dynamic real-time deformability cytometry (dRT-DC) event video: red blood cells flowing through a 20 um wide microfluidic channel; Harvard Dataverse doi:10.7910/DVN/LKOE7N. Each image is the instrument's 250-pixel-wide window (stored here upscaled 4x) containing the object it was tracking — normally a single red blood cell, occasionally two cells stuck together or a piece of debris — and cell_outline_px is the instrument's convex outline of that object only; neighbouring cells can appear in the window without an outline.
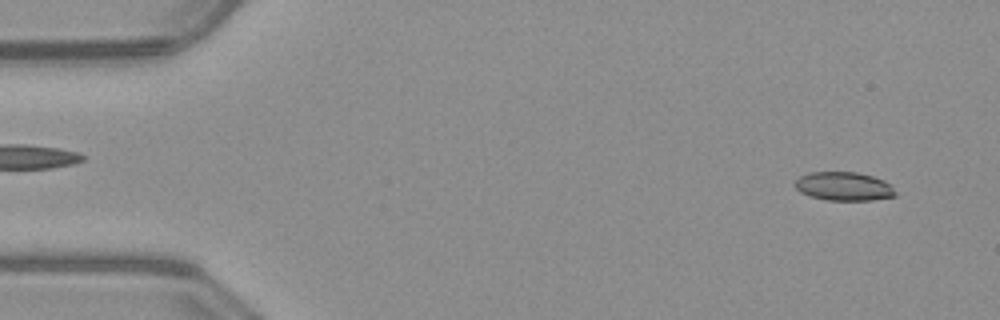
{"species": "common noctule bat (a hibernating species)", "species_latin": "Nyctalus noctula", "temperature_condition": "warm", "stored_images_in_passage": 51, "camera_frame_rate_fps": 3000, "um_per_image_px": 0.085, "animal": {"sex": "male", "body_mass_g": 23.1, "forearm_length_mm": 52.7}, "frame": {"image": 1, "passage_image": 3, "time_ms": 0.667, "image_size_px": [1000, 320], "cell_outline_px": [[896, 196], [872, 200], [828, 200], [808, 196], [800, 192], [792, 184], [800, 176], [812, 172], [856, 172], [872, 176], [884, 180], [892, 184], [896, 192]], "centroid_in_image_um": [71.73, 15.84], "position_along_channel_um": 13.3, "area_um2": 16.94}}
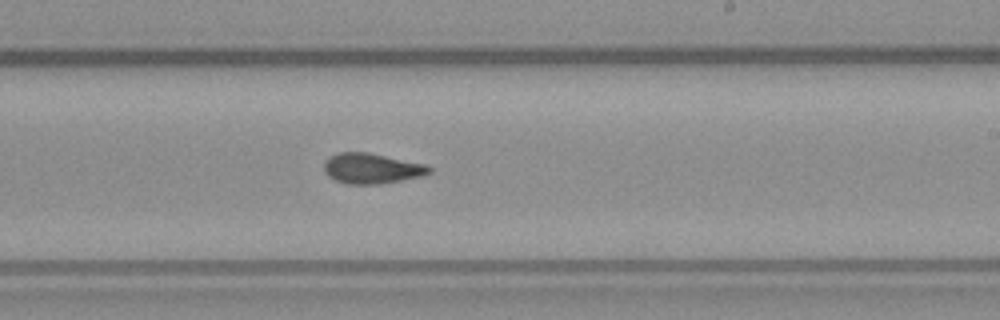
{"frame": {"image": 2, "passage_image": 30, "time_ms": 9.667, "image_size_px": [1000, 320], "cell_outline_px": [[432, 172], [420, 176], [380, 184], [348, 184], [336, 180], [328, 176], [324, 172], [324, 160], [328, 156], [336, 152], [368, 152], [424, 164], [432, 168]], "centroid_in_image_um": [31.54, 14.3], "position_along_channel_um": 257.5, "area_um2": 18.61}}
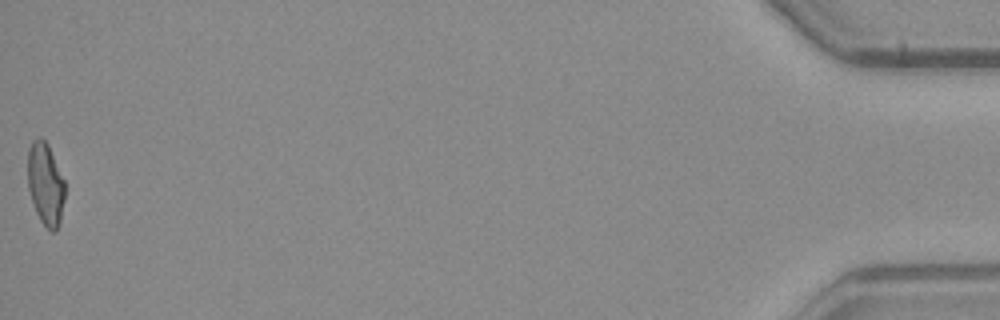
{"frame": {"image": 3, "passage_image": 51, "time_ms": 16.667, "image_size_px": [1000, 320], "cell_outline_px": [[64, 200], [60, 220], [56, 232], [52, 232], [40, 220], [36, 212], [28, 188], [28, 148], [32, 140], [36, 136], [40, 136], [48, 144], [64, 180]], "centroid_in_image_um": [3.85, 15.6], "position_along_channel_um": 431.3, "area_um2": 17.8}, "authors_computed_cell_mechanics": {"area_um2": 18.1492, "velocity_mm_per_s": 4.0213, "shape_relaxation_time_tau1_ms": 8.6411, "shape_relaxation_time_tau2_ms": 2.2276, "deformation_change_tau1": 0.2404, "deformation_change_tau2": 0.0957}}